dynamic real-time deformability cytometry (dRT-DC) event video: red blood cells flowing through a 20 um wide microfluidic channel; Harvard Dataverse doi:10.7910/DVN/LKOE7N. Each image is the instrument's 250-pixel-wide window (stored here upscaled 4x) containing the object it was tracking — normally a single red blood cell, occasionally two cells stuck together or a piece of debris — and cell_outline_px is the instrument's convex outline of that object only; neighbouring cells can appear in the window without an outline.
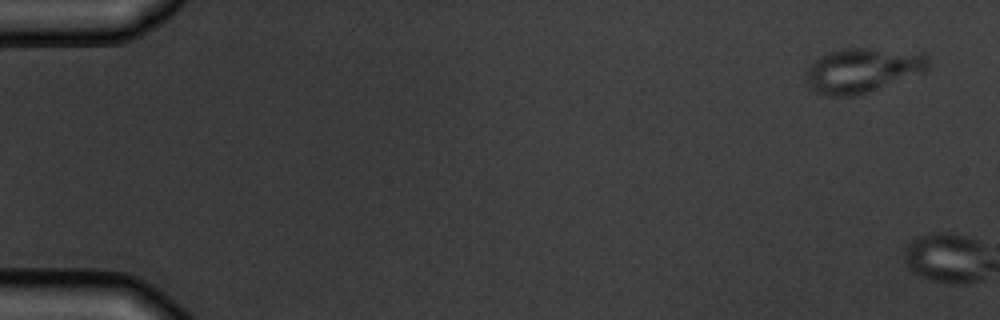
{"species": "common noctule bat (a hibernating species)", "species_latin": "Nyctalus noctula", "temperature_condition": "warm", "stored_images_in_passage": 2, "camera_frame_rate_fps": 3000, "um_per_image_px": 0.085, "animal": {"sex": "male", "body_mass_g": 19.5, "forearm_length_mm": 54.6}, "frame": {"image": 1, "passage_image": 1, "time_ms": 0.0, "image_size_px": [1000, 320], "cell_outline_px": [[932, 64], [924, 72], [872, 92], [856, 96], [824, 96], [816, 92], [808, 84], [804, 76], [804, 72], [820, 56], [828, 52], [848, 48], [872, 48], [924, 52], [932, 60]], "centroid_in_image_um": [73.38, 5.98], "position_along_channel_um": 11.6, "area_um2": 32.54}}